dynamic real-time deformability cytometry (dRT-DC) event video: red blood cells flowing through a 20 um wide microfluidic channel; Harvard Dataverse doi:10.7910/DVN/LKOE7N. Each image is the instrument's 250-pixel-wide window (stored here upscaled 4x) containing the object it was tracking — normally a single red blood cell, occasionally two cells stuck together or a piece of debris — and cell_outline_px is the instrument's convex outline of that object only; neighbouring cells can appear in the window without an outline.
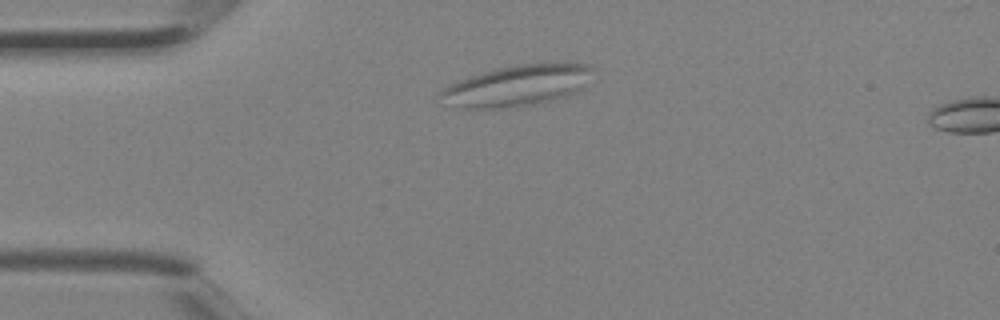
{"species": "Egyptian fruit bat (a non-hibernating species)", "species_latin": "Rousettus aegyptiacus", "temperature_condition": "room temperature", "stored_images_in_passage": 2, "camera_frame_rate_fps": 3000, "um_per_image_px": 0.085, "animal": {"sex": "female"}, "frame": {"image": 1, "passage_image": 1, "time_ms": 0.0, "image_size_px": [1000, 320], "cell_outline_px": [[596, 68], [580, 88], [576, 92], [568, 96], [556, 100], [524, 108], [456, 108], [440, 96], [436, 92], [460, 80], [480, 72], [496, 68], [520, 64], [568, 60], [588, 64]], "centroid_in_image_um": [44.05, 7.25], "position_along_channel_um": 40.9, "area_um2": 37.45}}